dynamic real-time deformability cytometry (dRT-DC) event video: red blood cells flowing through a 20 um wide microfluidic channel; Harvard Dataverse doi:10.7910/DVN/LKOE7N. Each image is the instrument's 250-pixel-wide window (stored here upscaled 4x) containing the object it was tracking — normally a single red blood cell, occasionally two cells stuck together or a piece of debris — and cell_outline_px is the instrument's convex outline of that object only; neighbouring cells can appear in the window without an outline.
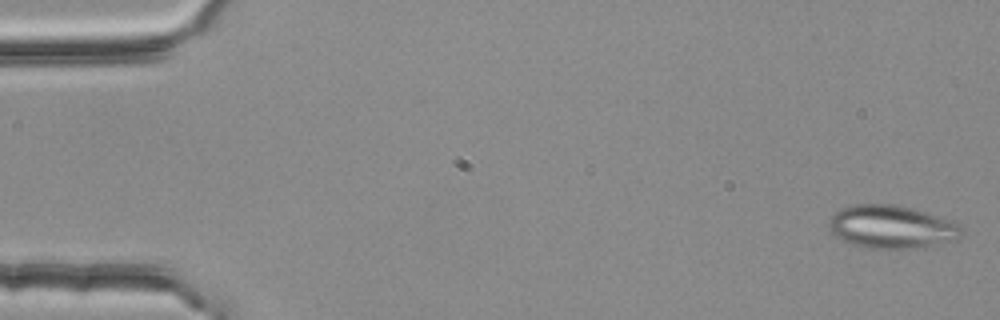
{"species": "common noctule bat (a hibernating species)", "species_latin": "Nyctalus noctula", "temperature_condition": "room temperature", "stored_images_in_passage": 55, "segment_of_instrument_passage": [1, 2], "camera_frame_rate_fps": 3000, "um_per_image_px": 0.085, "animal": {"sex": "female", "body_mass_g": 25.1}, "frame": {"image": 1, "passage_image": 2, "time_ms": 0.333, "image_size_px": [1000, 320], "cell_outline_px": [[964, 232], [956, 240], [912, 248], [864, 248], [852, 244], [836, 236], [828, 228], [828, 224], [832, 216], [840, 208], [848, 204], [896, 204], [912, 208], [960, 224]], "centroid_in_image_um": [75.75, 19.27], "position_along_channel_um": 9.2, "area_um2": 33.12}}